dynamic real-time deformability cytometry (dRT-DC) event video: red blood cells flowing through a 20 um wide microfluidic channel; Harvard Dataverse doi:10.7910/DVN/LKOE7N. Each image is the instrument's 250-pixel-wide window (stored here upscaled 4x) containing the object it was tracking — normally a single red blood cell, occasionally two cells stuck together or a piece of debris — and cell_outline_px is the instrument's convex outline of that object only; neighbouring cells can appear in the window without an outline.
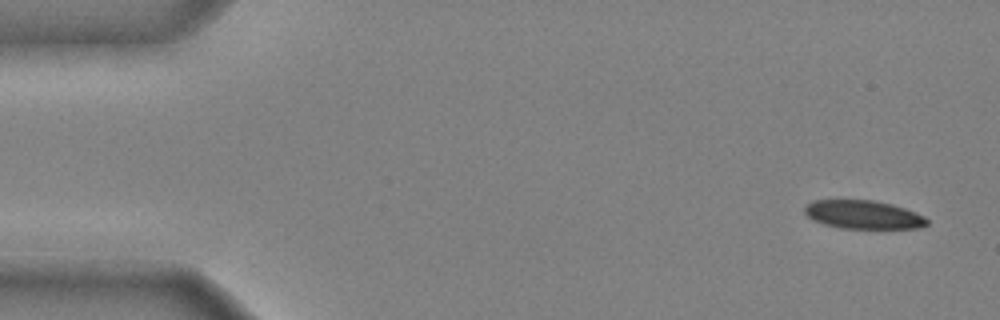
{"species": "common noctule bat (a hibernating species)", "species_latin": "Nyctalus noctula", "temperature_condition": "cold", "stored_images_in_passage": 53, "camera_frame_rate_fps": 3000, "um_per_image_px": 0.085, "animal": {"sex": "male", "body_mass_g": 20.4}, "frame": {"image": 1, "passage_image": 2, "time_ms": 0.333, "image_size_px": [1000, 320], "cell_outline_px": [[928, 224], [920, 228], [840, 228], [824, 224], [812, 220], [804, 212], [804, 204], [812, 200], [872, 200], [892, 204], [916, 212], [924, 216], [928, 220]], "centroid_in_image_um": [73.35, 18.24], "position_along_channel_um": 11.6, "area_um2": 20.4}}
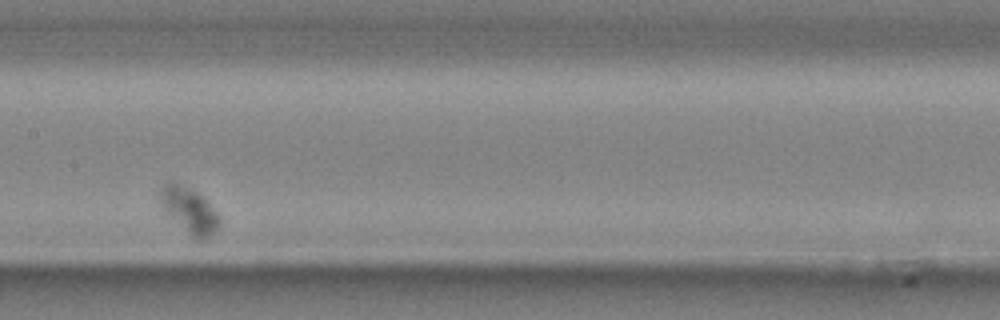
{"frame": {"image": 2, "passage_image": 26, "time_ms": 8.333, "image_size_px": [1000, 320], "cell_outline_px": [[220, 224], [204, 240], [200, 240], [192, 236], [168, 216], [164, 212], [160, 204], [160, 188], [168, 184], [176, 184], [188, 188], [196, 192], [216, 212], [220, 220]], "centroid_in_image_um": [16.05, 17.91], "position_along_channel_um": 191.3, "area_um2": 14.97}}
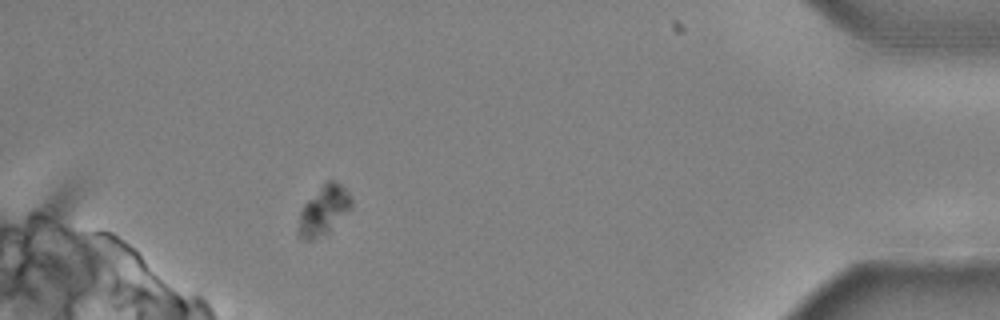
{"frame": {"image": 3, "passage_image": 49, "time_ms": 16.0, "image_size_px": [1000, 320], "cell_outline_px": [[352, 208], [328, 232], [308, 240], [304, 240], [300, 236], [300, 212], [304, 204], [324, 180], [332, 180], [340, 184], [348, 192], [352, 200]], "centroid_in_image_um": [27.55, 17.81], "position_along_channel_um": 407.6, "area_um2": 14.85}, "authors_computed_cell_mechanics": {"area_um2": 14.9124, "velocity_mm_per_s": 3.4079, "shape_relaxation_time_tau1_ms": 3.14, "shape_relaxation_time_tau2_ms": null, "deformation_change_tau1": 0.0829, "deformation_change_tau2": null}}